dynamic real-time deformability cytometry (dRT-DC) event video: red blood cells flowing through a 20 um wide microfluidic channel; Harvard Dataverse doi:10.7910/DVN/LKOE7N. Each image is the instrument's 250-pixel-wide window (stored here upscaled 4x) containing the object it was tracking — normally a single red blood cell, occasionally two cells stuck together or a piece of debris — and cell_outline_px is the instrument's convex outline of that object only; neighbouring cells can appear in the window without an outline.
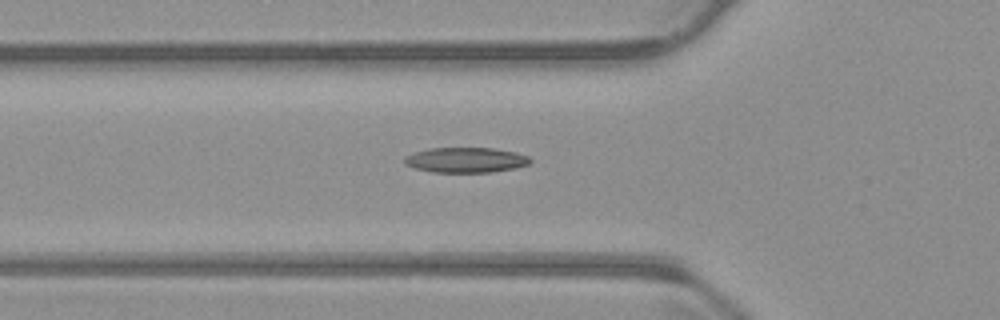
{"species": "common noctule bat (a hibernating species)", "species_latin": "Nyctalus noctula", "temperature_condition": "warm", "stored_images_in_passage": 31, "camera_frame_rate_fps": 3000, "um_per_image_px": 0.085, "animal": {"sex": "male", "body_mass_g": 23.1, "forearm_length_mm": 52.7}, "frame": {"image": 1, "passage_image": 2, "time_ms": 0.333, "image_size_px": [1000, 320], "cell_outline_px": [[532, 160], [528, 164], [516, 168], [492, 172], [432, 172], [416, 168], [404, 164], [404, 156], [412, 152], [428, 148], [492, 148], [516, 152], [528, 156]], "centroid_in_image_um": [39.57, 13.59], "position_along_channel_um": 86.2, "area_um2": 18.55}}
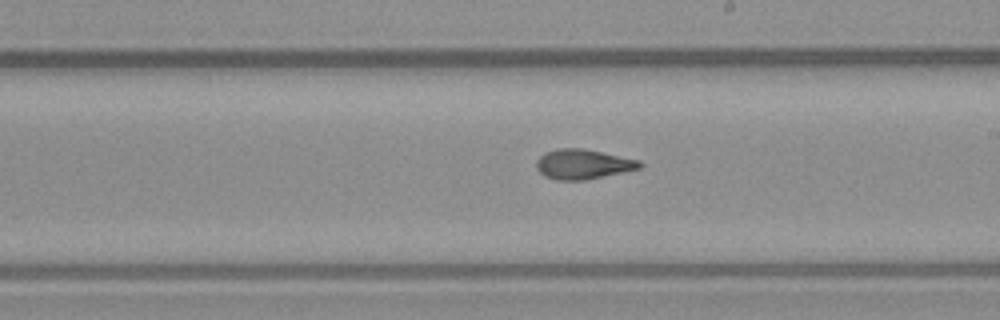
{"frame": {"image": 2, "passage_image": 14, "time_ms": 4.333, "image_size_px": [1000, 320], "cell_outline_px": [[644, 164], [640, 168], [624, 172], [584, 180], [556, 180], [544, 176], [536, 168], [536, 160], [544, 152], [560, 148], [580, 148], [640, 160]], "centroid_in_image_um": [49.53, 13.96], "position_along_channel_um": 239.5, "area_um2": 17.92}}
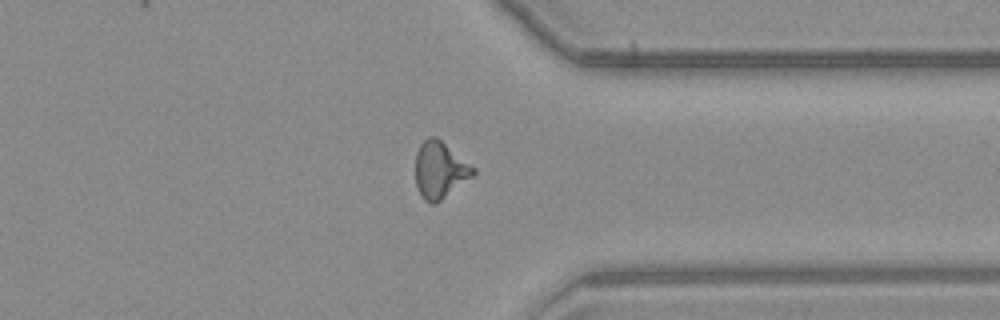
{"frame": {"image": 3, "passage_image": 25, "time_ms": 8.0, "image_size_px": [1000, 320], "cell_outline_px": [[476, 172], [472, 176], [436, 204], [432, 204], [424, 200], [420, 196], [416, 184], [416, 152], [420, 144], [428, 136], [436, 136], [476, 168]], "centroid_in_image_um": [37.38, 14.44], "position_along_channel_um": 374.0, "area_um2": 19.07}}